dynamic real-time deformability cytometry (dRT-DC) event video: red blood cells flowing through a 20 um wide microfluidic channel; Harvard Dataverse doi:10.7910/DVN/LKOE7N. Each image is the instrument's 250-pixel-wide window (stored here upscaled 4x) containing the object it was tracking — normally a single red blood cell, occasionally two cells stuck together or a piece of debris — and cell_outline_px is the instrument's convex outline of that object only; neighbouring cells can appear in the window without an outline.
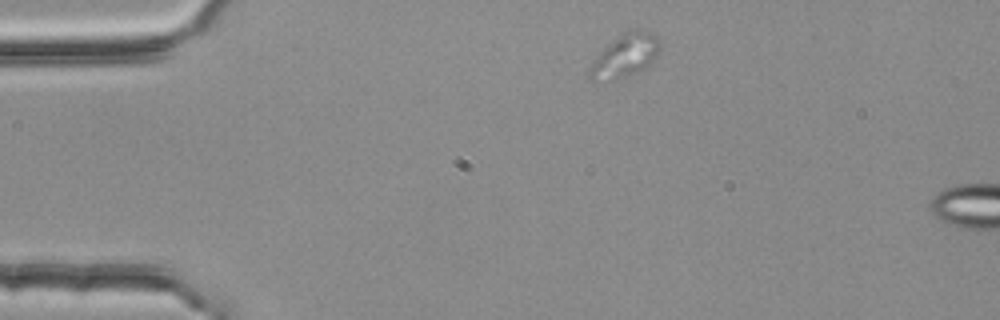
{"species": "common noctule bat (a hibernating species)", "species_latin": "Nyctalus noctula", "temperature_condition": "room temperature", "stored_images_in_passage": 3, "segment_of_instrument_passage": [1, 2], "camera_frame_rate_fps": 3000, "um_per_image_px": 0.085, "animal": {"sex": "female", "body_mass_g": 25.1}, "frame": {"image": 1, "passage_image": 1, "time_ms": 0.0, "image_size_px": [1000, 320], "cell_outline_px": [[660, 52], [644, 68], [628, 76], [592, 80], [588, 76], [588, 72], [592, 60], [612, 40], [628, 28], [636, 28], [648, 32], [656, 36], [660, 40]], "centroid_in_image_um": [53.14, 4.67], "position_along_channel_um": 31.9, "area_um2": 17.46}}